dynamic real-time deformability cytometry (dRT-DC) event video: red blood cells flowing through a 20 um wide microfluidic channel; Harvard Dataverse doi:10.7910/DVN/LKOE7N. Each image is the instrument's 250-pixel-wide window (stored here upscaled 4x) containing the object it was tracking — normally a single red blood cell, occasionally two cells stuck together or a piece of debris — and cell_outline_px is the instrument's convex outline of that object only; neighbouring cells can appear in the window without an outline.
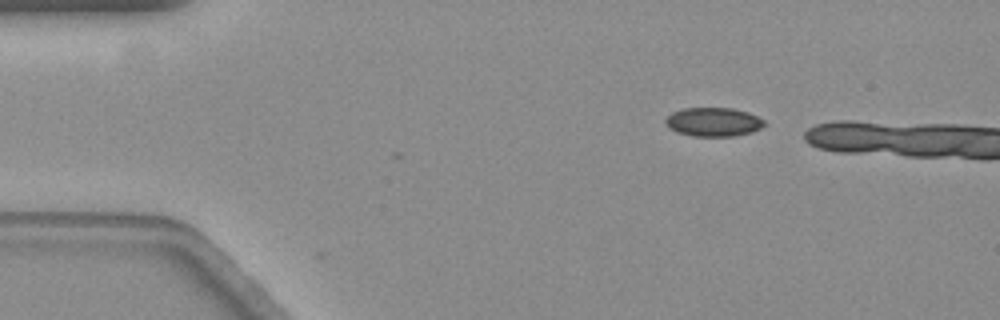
{"species": "common noctule bat (a hibernating species)", "species_latin": "Nyctalus noctula", "temperature_condition": "warm", "stored_images_in_passage": 3, "camera_frame_rate_fps": 3000, "um_per_image_px": 0.085, "animal": {"sex": "female", "body_mass_g": 19.3, "forearm_length_mm": 54.1}, "frame": {"image": 1, "passage_image": 3, "time_ms": 0.667, "image_size_px": [1000, 320], "cell_outline_px": [[764, 124], [760, 128], [752, 132], [732, 136], [692, 136], [676, 132], [668, 128], [664, 120], [672, 112], [684, 108], [732, 108], [748, 112], [764, 120]], "centroid_in_image_um": [60.6, 10.37], "position_along_channel_um": 24.4, "area_um2": 16.59}}